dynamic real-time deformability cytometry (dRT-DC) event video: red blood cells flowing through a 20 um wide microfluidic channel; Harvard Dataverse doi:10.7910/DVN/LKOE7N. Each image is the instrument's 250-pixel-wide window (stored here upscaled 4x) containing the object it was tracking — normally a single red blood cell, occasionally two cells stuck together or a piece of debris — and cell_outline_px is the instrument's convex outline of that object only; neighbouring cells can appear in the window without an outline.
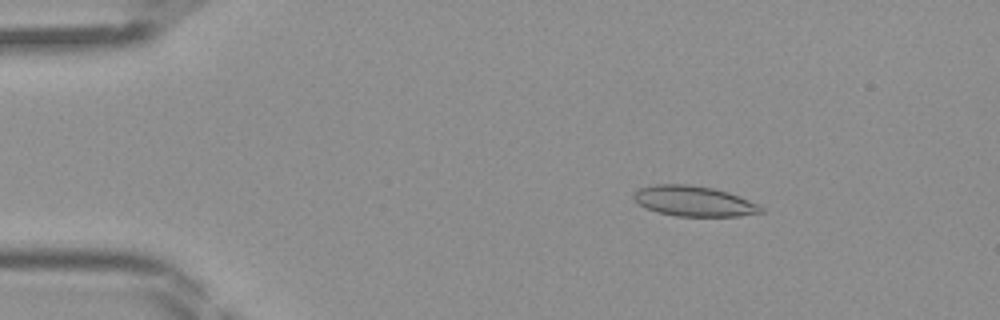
{"species": "Egyptian fruit bat (a non-hibernating species)", "species_latin": "Rousettus aegyptiacus", "temperature_condition": "room temperature", "stored_images_in_passage": 38, "camera_frame_rate_fps": 3000, "um_per_image_px": 0.085, "frame": {"image": 1, "passage_image": 1, "time_ms": 0.0, "image_size_px": [1000, 320], "cell_outline_px": [[764, 212], [740, 216], [676, 216], [656, 212], [644, 208], [632, 196], [632, 192], [640, 188], [652, 184], [692, 184], [712, 188], [728, 192], [740, 196], [760, 204], [764, 208]], "centroid_in_image_um": [58.99, 17.09], "position_along_channel_um": 26.0, "area_um2": 22.83}}
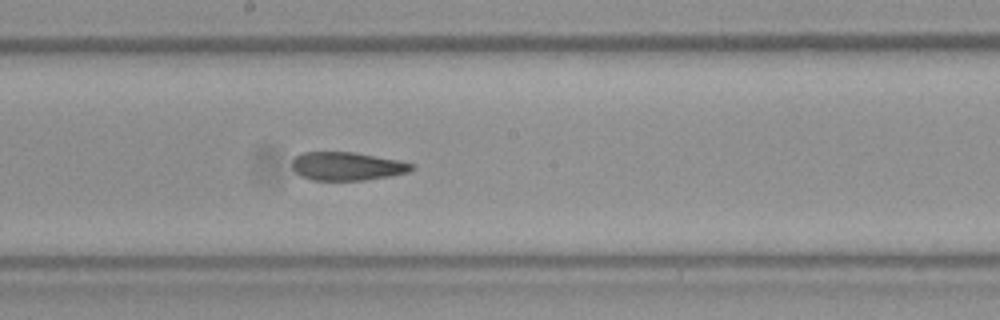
{"frame": {"image": 2, "passage_image": 18, "time_ms": 5.667, "image_size_px": [1000, 320], "cell_outline_px": [[416, 168], [408, 172], [388, 176], [364, 180], [312, 180], [300, 176], [292, 168], [292, 160], [296, 156], [304, 152], [356, 152], [400, 160], [416, 164]], "centroid_in_image_um": [29.53, 14.12], "position_along_channel_um": 218.7, "area_um2": 19.94}}
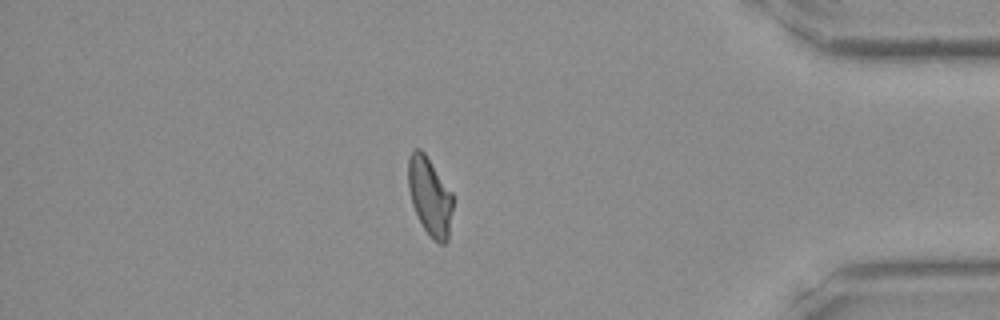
{"frame": {"image": 3, "passage_image": 32, "time_ms": 10.333, "image_size_px": [1000, 320], "cell_outline_px": [[452, 208], [448, 240], [444, 244], [440, 244], [424, 228], [412, 204], [408, 188], [408, 156], [416, 148], [420, 148], [424, 152], [452, 192]], "centroid_in_image_um": [36.52, 16.65], "position_along_channel_um": 398.7, "area_um2": 20.0}}